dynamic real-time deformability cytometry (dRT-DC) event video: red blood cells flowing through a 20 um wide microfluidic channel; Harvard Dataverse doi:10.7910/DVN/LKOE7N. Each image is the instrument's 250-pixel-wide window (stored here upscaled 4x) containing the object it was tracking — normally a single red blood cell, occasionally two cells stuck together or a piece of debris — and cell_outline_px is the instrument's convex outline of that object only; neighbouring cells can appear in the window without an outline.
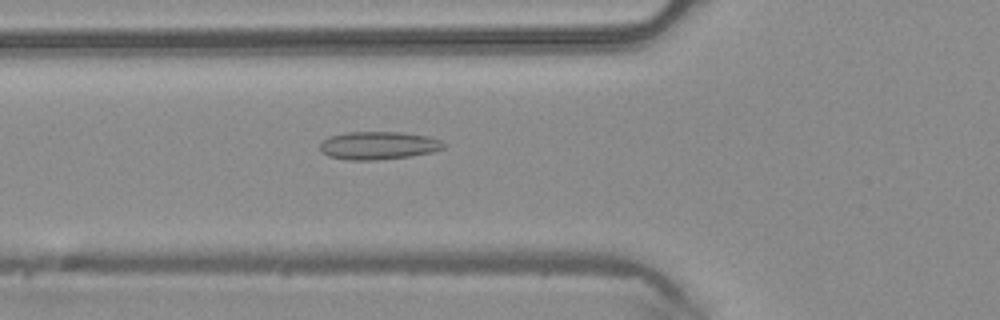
{"species": "common noctule bat (a hibernating species)", "species_latin": "Nyctalus noctula", "temperature_condition": "warm", "stored_images_in_passage": 47, "camera_frame_rate_fps": 3000, "um_per_image_px": 0.085, "animal": {"sex": "male", "body_mass_g": 20.4}, "frame": {"image": 1, "passage_image": 17, "time_ms": 5.333, "image_size_px": [1000, 320], "cell_outline_px": [[448, 144], [444, 148], [432, 152], [412, 156], [376, 160], [348, 160], [328, 156], [320, 148], [320, 144], [328, 136], [348, 132], [400, 132], [428, 136], [440, 140]], "centroid_in_image_um": [32.2, 12.37], "position_along_channel_um": 93.6, "area_um2": 20.23}}
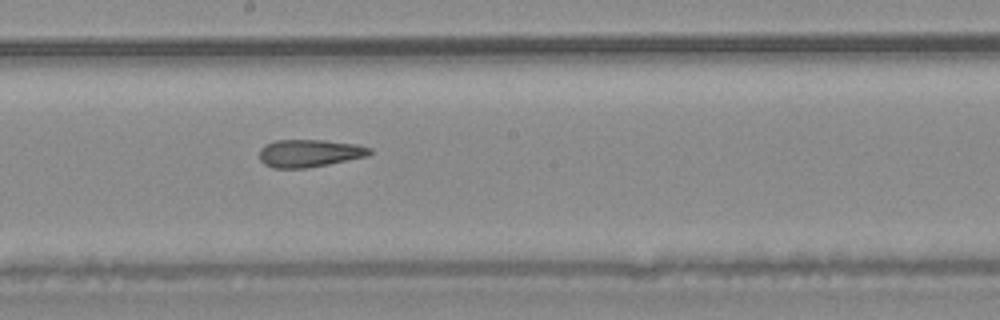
{"frame": {"image": 2, "passage_image": 26, "time_ms": 8.333, "image_size_px": [1000, 320], "cell_outline_px": [[372, 152], [368, 156], [308, 168], [272, 168], [264, 164], [260, 160], [260, 148], [264, 144], [276, 140], [324, 140], [356, 144], [372, 148]], "centroid_in_image_um": [26.29, 13.02], "position_along_channel_um": 221.9, "area_um2": 17.86}}
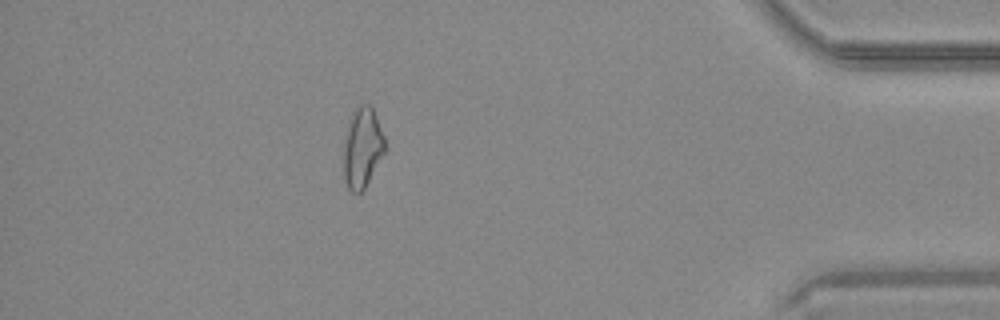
{"frame": {"image": 3, "passage_image": 42, "time_ms": 13.667, "image_size_px": [1000, 320], "cell_outline_px": [[384, 152], [364, 188], [356, 196], [348, 188], [344, 180], [344, 148], [348, 124], [352, 112], [360, 104], [368, 104], [372, 108], [376, 116], [384, 136]], "centroid_in_image_um": [30.78, 12.56], "position_along_channel_um": 404.4, "area_um2": 18.9}, "authors_computed_cell_mechanics": {"area_um2": 19.1896, "velocity_mm_per_s": 4.2551, "shape_relaxation_time_tau1_ms": null, "shape_relaxation_time_tau2_ms": 3.4433, "deformation_change_tau1": null, "deformation_change_tau2": 0.1266}}